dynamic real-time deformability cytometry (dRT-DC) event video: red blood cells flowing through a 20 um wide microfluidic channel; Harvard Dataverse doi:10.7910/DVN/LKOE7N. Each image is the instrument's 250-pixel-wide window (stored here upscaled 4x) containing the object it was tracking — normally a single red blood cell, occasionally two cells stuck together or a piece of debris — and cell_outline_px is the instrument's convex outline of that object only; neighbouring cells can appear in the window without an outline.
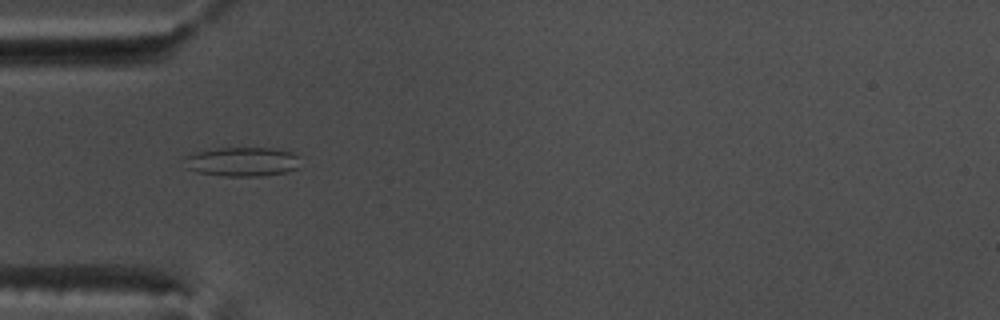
{"species": "common noctule bat (a hibernating species)", "species_latin": "Nyctalus noctula", "temperature_condition": "warm", "stored_images_in_passage": 53, "camera_frame_rate_fps": 3000, "um_per_image_px": 0.085, "animal": {"sex": "male", "body_mass_g": 17.5, "forearm_length_mm": 52.3}, "frame": {"image": 1, "passage_image": 17, "time_ms": 5.333, "image_size_px": [1000, 320], "cell_outline_px": [[300, 156], [296, 168], [284, 172], [260, 176], [228, 176], [196, 172], [188, 168], [184, 156], [196, 152], [216, 148], [272, 148], [292, 152]], "centroid_in_image_um": [20.59, 13.73], "position_along_channel_um": 64.4, "area_um2": 19.54}}
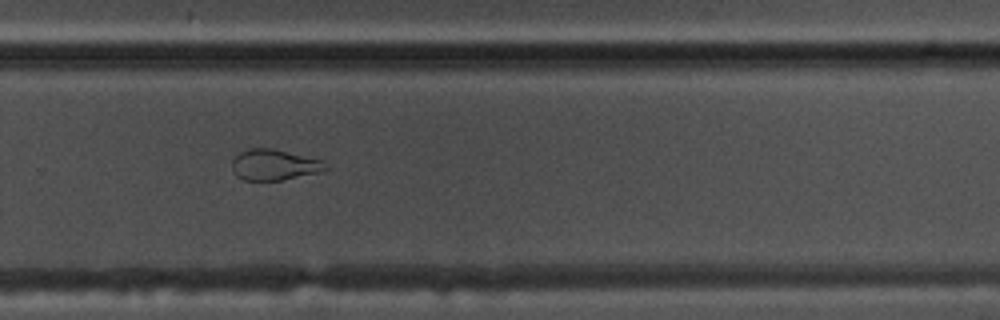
{"frame": {"image": 2, "passage_image": 36, "time_ms": 11.667, "image_size_px": [1000, 320], "cell_outline_px": [[328, 168], [316, 172], [284, 180], [244, 180], [236, 176], [232, 168], [232, 160], [240, 152], [248, 148], [272, 148], [320, 160]], "centroid_in_image_um": [23.23, 14.01], "position_along_channel_um": 306.6, "area_um2": 16.47}}
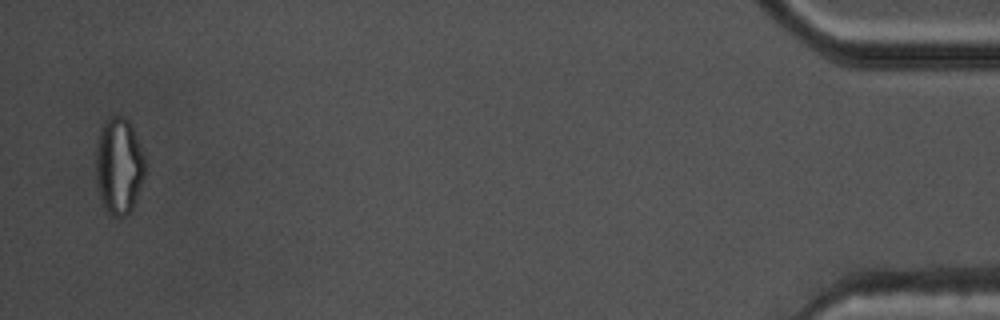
{"frame": {"image": 3, "passage_image": 52, "time_ms": 17.0, "image_size_px": [1000, 320], "cell_outline_px": [[144, 176], [132, 208], [124, 216], [112, 216], [108, 212], [100, 196], [96, 176], [96, 144], [100, 128], [104, 120], [112, 116], [124, 116], [128, 120], [132, 128], [144, 156]], "centroid_in_image_um": [10.08, 14.06], "position_along_channel_um": 425.1, "area_um2": 27.28}, "authors_computed_cell_mechanics": {"area_um2": 20.808, "velocity_mm_per_s": 3.8397, "shape_relaxation_time_tau1_ms": null, "shape_relaxation_time_tau2_ms": 1.8298, "deformation_change_tau1": null, "deformation_change_tau2": 0.0858}}